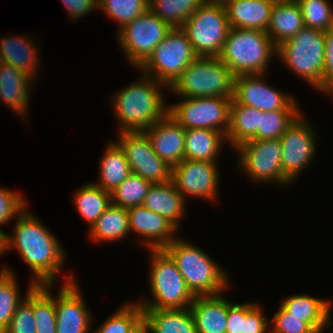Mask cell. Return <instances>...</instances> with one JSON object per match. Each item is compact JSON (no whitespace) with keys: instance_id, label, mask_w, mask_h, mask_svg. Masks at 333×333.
Returning <instances> with one entry per match:
<instances>
[{"instance_id":"cell-2","label":"cell","mask_w":333,"mask_h":333,"mask_svg":"<svg viewBox=\"0 0 333 333\" xmlns=\"http://www.w3.org/2000/svg\"><path fill=\"white\" fill-rule=\"evenodd\" d=\"M169 86L141 74L136 81L126 85L110 98L118 132H144L155 122L169 114L163 91ZM165 89V90H164Z\"/></svg>"},{"instance_id":"cell-6","label":"cell","mask_w":333,"mask_h":333,"mask_svg":"<svg viewBox=\"0 0 333 333\" xmlns=\"http://www.w3.org/2000/svg\"><path fill=\"white\" fill-rule=\"evenodd\" d=\"M235 75L218 57L197 56L169 87L179 97L234 96Z\"/></svg>"},{"instance_id":"cell-11","label":"cell","mask_w":333,"mask_h":333,"mask_svg":"<svg viewBox=\"0 0 333 333\" xmlns=\"http://www.w3.org/2000/svg\"><path fill=\"white\" fill-rule=\"evenodd\" d=\"M171 29L148 9L120 29L116 35L126 60L137 70Z\"/></svg>"},{"instance_id":"cell-36","label":"cell","mask_w":333,"mask_h":333,"mask_svg":"<svg viewBox=\"0 0 333 333\" xmlns=\"http://www.w3.org/2000/svg\"><path fill=\"white\" fill-rule=\"evenodd\" d=\"M152 184L131 173L117 188L110 192L111 204L122 208L142 205Z\"/></svg>"},{"instance_id":"cell-32","label":"cell","mask_w":333,"mask_h":333,"mask_svg":"<svg viewBox=\"0 0 333 333\" xmlns=\"http://www.w3.org/2000/svg\"><path fill=\"white\" fill-rule=\"evenodd\" d=\"M73 204L84 222L88 223L89 229L111 205L110 193L103 190L94 182L78 186L74 193Z\"/></svg>"},{"instance_id":"cell-40","label":"cell","mask_w":333,"mask_h":333,"mask_svg":"<svg viewBox=\"0 0 333 333\" xmlns=\"http://www.w3.org/2000/svg\"><path fill=\"white\" fill-rule=\"evenodd\" d=\"M305 27L327 31L333 27V4L329 0H296Z\"/></svg>"},{"instance_id":"cell-20","label":"cell","mask_w":333,"mask_h":333,"mask_svg":"<svg viewBox=\"0 0 333 333\" xmlns=\"http://www.w3.org/2000/svg\"><path fill=\"white\" fill-rule=\"evenodd\" d=\"M34 81L21 70L3 63L0 66V99L22 120H28L31 86Z\"/></svg>"},{"instance_id":"cell-27","label":"cell","mask_w":333,"mask_h":333,"mask_svg":"<svg viewBox=\"0 0 333 333\" xmlns=\"http://www.w3.org/2000/svg\"><path fill=\"white\" fill-rule=\"evenodd\" d=\"M226 141V136L219 131L185 129V159L217 162Z\"/></svg>"},{"instance_id":"cell-48","label":"cell","mask_w":333,"mask_h":333,"mask_svg":"<svg viewBox=\"0 0 333 333\" xmlns=\"http://www.w3.org/2000/svg\"><path fill=\"white\" fill-rule=\"evenodd\" d=\"M128 333H150L148 322L142 317Z\"/></svg>"},{"instance_id":"cell-17","label":"cell","mask_w":333,"mask_h":333,"mask_svg":"<svg viewBox=\"0 0 333 333\" xmlns=\"http://www.w3.org/2000/svg\"><path fill=\"white\" fill-rule=\"evenodd\" d=\"M63 280L57 295L54 296L57 333H90L92 314L75 276L65 275Z\"/></svg>"},{"instance_id":"cell-35","label":"cell","mask_w":333,"mask_h":333,"mask_svg":"<svg viewBox=\"0 0 333 333\" xmlns=\"http://www.w3.org/2000/svg\"><path fill=\"white\" fill-rule=\"evenodd\" d=\"M205 0H149V9L171 28H181Z\"/></svg>"},{"instance_id":"cell-29","label":"cell","mask_w":333,"mask_h":333,"mask_svg":"<svg viewBox=\"0 0 333 333\" xmlns=\"http://www.w3.org/2000/svg\"><path fill=\"white\" fill-rule=\"evenodd\" d=\"M100 158L99 177L94 183L107 192L117 188L131 173V168L124 152L115 141L107 142Z\"/></svg>"},{"instance_id":"cell-30","label":"cell","mask_w":333,"mask_h":333,"mask_svg":"<svg viewBox=\"0 0 333 333\" xmlns=\"http://www.w3.org/2000/svg\"><path fill=\"white\" fill-rule=\"evenodd\" d=\"M142 310L150 333H197L189 308Z\"/></svg>"},{"instance_id":"cell-42","label":"cell","mask_w":333,"mask_h":333,"mask_svg":"<svg viewBox=\"0 0 333 333\" xmlns=\"http://www.w3.org/2000/svg\"><path fill=\"white\" fill-rule=\"evenodd\" d=\"M26 203L20 192L0 187V227L16 219L28 207Z\"/></svg>"},{"instance_id":"cell-22","label":"cell","mask_w":333,"mask_h":333,"mask_svg":"<svg viewBox=\"0 0 333 333\" xmlns=\"http://www.w3.org/2000/svg\"><path fill=\"white\" fill-rule=\"evenodd\" d=\"M230 27L266 31L273 3L266 0H221Z\"/></svg>"},{"instance_id":"cell-38","label":"cell","mask_w":333,"mask_h":333,"mask_svg":"<svg viewBox=\"0 0 333 333\" xmlns=\"http://www.w3.org/2000/svg\"><path fill=\"white\" fill-rule=\"evenodd\" d=\"M149 9V0H104L98 10L119 23L122 29L129 22Z\"/></svg>"},{"instance_id":"cell-1","label":"cell","mask_w":333,"mask_h":333,"mask_svg":"<svg viewBox=\"0 0 333 333\" xmlns=\"http://www.w3.org/2000/svg\"><path fill=\"white\" fill-rule=\"evenodd\" d=\"M28 209L15 219L13 233L7 234L8 251L18 252L32 270L31 281L35 285L55 284L67 252L51 230Z\"/></svg>"},{"instance_id":"cell-43","label":"cell","mask_w":333,"mask_h":333,"mask_svg":"<svg viewBox=\"0 0 333 333\" xmlns=\"http://www.w3.org/2000/svg\"><path fill=\"white\" fill-rule=\"evenodd\" d=\"M271 333H317L301 318L291 316L281 305L269 320Z\"/></svg>"},{"instance_id":"cell-18","label":"cell","mask_w":333,"mask_h":333,"mask_svg":"<svg viewBox=\"0 0 333 333\" xmlns=\"http://www.w3.org/2000/svg\"><path fill=\"white\" fill-rule=\"evenodd\" d=\"M127 214L130 233L138 235L146 249H163L178 237V228L171 221L143 205L128 208Z\"/></svg>"},{"instance_id":"cell-9","label":"cell","mask_w":333,"mask_h":333,"mask_svg":"<svg viewBox=\"0 0 333 333\" xmlns=\"http://www.w3.org/2000/svg\"><path fill=\"white\" fill-rule=\"evenodd\" d=\"M237 170H243L251 182L277 184L288 187L291 182L282 170V147L280 139L248 140L238 147Z\"/></svg>"},{"instance_id":"cell-8","label":"cell","mask_w":333,"mask_h":333,"mask_svg":"<svg viewBox=\"0 0 333 333\" xmlns=\"http://www.w3.org/2000/svg\"><path fill=\"white\" fill-rule=\"evenodd\" d=\"M197 56L218 57L230 29L221 0H206L183 24Z\"/></svg>"},{"instance_id":"cell-50","label":"cell","mask_w":333,"mask_h":333,"mask_svg":"<svg viewBox=\"0 0 333 333\" xmlns=\"http://www.w3.org/2000/svg\"><path fill=\"white\" fill-rule=\"evenodd\" d=\"M266 1H269L273 4H279V3H286V2H289V1H293V0H266Z\"/></svg>"},{"instance_id":"cell-28","label":"cell","mask_w":333,"mask_h":333,"mask_svg":"<svg viewBox=\"0 0 333 333\" xmlns=\"http://www.w3.org/2000/svg\"><path fill=\"white\" fill-rule=\"evenodd\" d=\"M304 27L303 16L296 0L274 4L267 34L276 46L296 35Z\"/></svg>"},{"instance_id":"cell-10","label":"cell","mask_w":333,"mask_h":333,"mask_svg":"<svg viewBox=\"0 0 333 333\" xmlns=\"http://www.w3.org/2000/svg\"><path fill=\"white\" fill-rule=\"evenodd\" d=\"M196 57L186 33L172 28L138 70L170 87Z\"/></svg>"},{"instance_id":"cell-51","label":"cell","mask_w":333,"mask_h":333,"mask_svg":"<svg viewBox=\"0 0 333 333\" xmlns=\"http://www.w3.org/2000/svg\"><path fill=\"white\" fill-rule=\"evenodd\" d=\"M104 0H94V2L99 6Z\"/></svg>"},{"instance_id":"cell-45","label":"cell","mask_w":333,"mask_h":333,"mask_svg":"<svg viewBox=\"0 0 333 333\" xmlns=\"http://www.w3.org/2000/svg\"><path fill=\"white\" fill-rule=\"evenodd\" d=\"M325 33V63L322 75V93L333 96V27Z\"/></svg>"},{"instance_id":"cell-3","label":"cell","mask_w":333,"mask_h":333,"mask_svg":"<svg viewBox=\"0 0 333 333\" xmlns=\"http://www.w3.org/2000/svg\"><path fill=\"white\" fill-rule=\"evenodd\" d=\"M163 249L176 263L194 296L217 295L231 288L223 267L194 243L178 236Z\"/></svg>"},{"instance_id":"cell-24","label":"cell","mask_w":333,"mask_h":333,"mask_svg":"<svg viewBox=\"0 0 333 333\" xmlns=\"http://www.w3.org/2000/svg\"><path fill=\"white\" fill-rule=\"evenodd\" d=\"M29 35L0 38V54L5 64L11 65L22 72H25L34 81L39 76L40 52L34 40ZM38 48V49H37ZM39 50V51H38Z\"/></svg>"},{"instance_id":"cell-4","label":"cell","mask_w":333,"mask_h":333,"mask_svg":"<svg viewBox=\"0 0 333 333\" xmlns=\"http://www.w3.org/2000/svg\"><path fill=\"white\" fill-rule=\"evenodd\" d=\"M277 46L266 31L230 27L218 58L235 76L267 74Z\"/></svg>"},{"instance_id":"cell-31","label":"cell","mask_w":333,"mask_h":333,"mask_svg":"<svg viewBox=\"0 0 333 333\" xmlns=\"http://www.w3.org/2000/svg\"><path fill=\"white\" fill-rule=\"evenodd\" d=\"M87 231L95 243L123 240L130 234L127 209L111 204Z\"/></svg>"},{"instance_id":"cell-37","label":"cell","mask_w":333,"mask_h":333,"mask_svg":"<svg viewBox=\"0 0 333 333\" xmlns=\"http://www.w3.org/2000/svg\"><path fill=\"white\" fill-rule=\"evenodd\" d=\"M116 310L91 333H128L143 317V310L138 301H129Z\"/></svg>"},{"instance_id":"cell-41","label":"cell","mask_w":333,"mask_h":333,"mask_svg":"<svg viewBox=\"0 0 333 333\" xmlns=\"http://www.w3.org/2000/svg\"><path fill=\"white\" fill-rule=\"evenodd\" d=\"M25 299L17 306L8 328L3 333H37L33 316V287L29 281Z\"/></svg>"},{"instance_id":"cell-12","label":"cell","mask_w":333,"mask_h":333,"mask_svg":"<svg viewBox=\"0 0 333 333\" xmlns=\"http://www.w3.org/2000/svg\"><path fill=\"white\" fill-rule=\"evenodd\" d=\"M179 98V102L169 106V115L184 129H212L226 136L232 98Z\"/></svg>"},{"instance_id":"cell-52","label":"cell","mask_w":333,"mask_h":333,"mask_svg":"<svg viewBox=\"0 0 333 333\" xmlns=\"http://www.w3.org/2000/svg\"><path fill=\"white\" fill-rule=\"evenodd\" d=\"M3 64V61H2V57H1V54H0V66Z\"/></svg>"},{"instance_id":"cell-21","label":"cell","mask_w":333,"mask_h":333,"mask_svg":"<svg viewBox=\"0 0 333 333\" xmlns=\"http://www.w3.org/2000/svg\"><path fill=\"white\" fill-rule=\"evenodd\" d=\"M280 305L291 316L308 323L317 333H324L325 329L333 326L330 313L332 305L328 299L299 293L285 297Z\"/></svg>"},{"instance_id":"cell-14","label":"cell","mask_w":333,"mask_h":333,"mask_svg":"<svg viewBox=\"0 0 333 333\" xmlns=\"http://www.w3.org/2000/svg\"><path fill=\"white\" fill-rule=\"evenodd\" d=\"M114 140L124 152L133 174L151 184H162L172 180V167L153 150L144 132H119Z\"/></svg>"},{"instance_id":"cell-26","label":"cell","mask_w":333,"mask_h":333,"mask_svg":"<svg viewBox=\"0 0 333 333\" xmlns=\"http://www.w3.org/2000/svg\"><path fill=\"white\" fill-rule=\"evenodd\" d=\"M261 116V110L239 104L232 98L226 145L235 149L240 144L252 140L260 128Z\"/></svg>"},{"instance_id":"cell-49","label":"cell","mask_w":333,"mask_h":333,"mask_svg":"<svg viewBox=\"0 0 333 333\" xmlns=\"http://www.w3.org/2000/svg\"><path fill=\"white\" fill-rule=\"evenodd\" d=\"M7 234L2 228H0V258L8 252Z\"/></svg>"},{"instance_id":"cell-46","label":"cell","mask_w":333,"mask_h":333,"mask_svg":"<svg viewBox=\"0 0 333 333\" xmlns=\"http://www.w3.org/2000/svg\"><path fill=\"white\" fill-rule=\"evenodd\" d=\"M61 2L73 21L78 20L80 17H86L93 10H98V5L94 0H61Z\"/></svg>"},{"instance_id":"cell-19","label":"cell","mask_w":333,"mask_h":333,"mask_svg":"<svg viewBox=\"0 0 333 333\" xmlns=\"http://www.w3.org/2000/svg\"><path fill=\"white\" fill-rule=\"evenodd\" d=\"M144 133L154 152L171 167L185 159V129L169 114Z\"/></svg>"},{"instance_id":"cell-13","label":"cell","mask_w":333,"mask_h":333,"mask_svg":"<svg viewBox=\"0 0 333 333\" xmlns=\"http://www.w3.org/2000/svg\"><path fill=\"white\" fill-rule=\"evenodd\" d=\"M303 112L281 135L282 170L292 183L313 162L317 152V133Z\"/></svg>"},{"instance_id":"cell-44","label":"cell","mask_w":333,"mask_h":333,"mask_svg":"<svg viewBox=\"0 0 333 333\" xmlns=\"http://www.w3.org/2000/svg\"><path fill=\"white\" fill-rule=\"evenodd\" d=\"M258 303L245 302V318H241L240 333H267L270 324Z\"/></svg>"},{"instance_id":"cell-16","label":"cell","mask_w":333,"mask_h":333,"mask_svg":"<svg viewBox=\"0 0 333 333\" xmlns=\"http://www.w3.org/2000/svg\"><path fill=\"white\" fill-rule=\"evenodd\" d=\"M264 76L265 74L235 76L233 99L239 104L257 108L263 112L301 110L293 95L273 88V85L270 86L264 81Z\"/></svg>"},{"instance_id":"cell-5","label":"cell","mask_w":333,"mask_h":333,"mask_svg":"<svg viewBox=\"0 0 333 333\" xmlns=\"http://www.w3.org/2000/svg\"><path fill=\"white\" fill-rule=\"evenodd\" d=\"M149 290L152 300L141 299L142 309L189 308L195 296L188 289L176 263L164 249H148Z\"/></svg>"},{"instance_id":"cell-25","label":"cell","mask_w":333,"mask_h":333,"mask_svg":"<svg viewBox=\"0 0 333 333\" xmlns=\"http://www.w3.org/2000/svg\"><path fill=\"white\" fill-rule=\"evenodd\" d=\"M185 201L171 180L162 184H152L142 205L167 218L179 229V223L187 211L188 202Z\"/></svg>"},{"instance_id":"cell-23","label":"cell","mask_w":333,"mask_h":333,"mask_svg":"<svg viewBox=\"0 0 333 333\" xmlns=\"http://www.w3.org/2000/svg\"><path fill=\"white\" fill-rule=\"evenodd\" d=\"M197 333H226L228 299L223 293L195 296L189 306Z\"/></svg>"},{"instance_id":"cell-39","label":"cell","mask_w":333,"mask_h":333,"mask_svg":"<svg viewBox=\"0 0 333 333\" xmlns=\"http://www.w3.org/2000/svg\"><path fill=\"white\" fill-rule=\"evenodd\" d=\"M301 113V110L262 111L260 128L253 139H280L281 135Z\"/></svg>"},{"instance_id":"cell-33","label":"cell","mask_w":333,"mask_h":333,"mask_svg":"<svg viewBox=\"0 0 333 333\" xmlns=\"http://www.w3.org/2000/svg\"><path fill=\"white\" fill-rule=\"evenodd\" d=\"M56 284H42L33 287V316L37 333H57L54 294Z\"/></svg>"},{"instance_id":"cell-34","label":"cell","mask_w":333,"mask_h":333,"mask_svg":"<svg viewBox=\"0 0 333 333\" xmlns=\"http://www.w3.org/2000/svg\"><path fill=\"white\" fill-rule=\"evenodd\" d=\"M15 272L4 265L0 269V333L9 326L17 306L25 299L21 296Z\"/></svg>"},{"instance_id":"cell-7","label":"cell","mask_w":333,"mask_h":333,"mask_svg":"<svg viewBox=\"0 0 333 333\" xmlns=\"http://www.w3.org/2000/svg\"><path fill=\"white\" fill-rule=\"evenodd\" d=\"M279 58V59H278ZM277 60L322 93L325 63V33L303 27L296 35L277 46Z\"/></svg>"},{"instance_id":"cell-15","label":"cell","mask_w":333,"mask_h":333,"mask_svg":"<svg viewBox=\"0 0 333 333\" xmlns=\"http://www.w3.org/2000/svg\"><path fill=\"white\" fill-rule=\"evenodd\" d=\"M217 162L183 159L172 167V182L183 198L218 200L219 171Z\"/></svg>"},{"instance_id":"cell-47","label":"cell","mask_w":333,"mask_h":333,"mask_svg":"<svg viewBox=\"0 0 333 333\" xmlns=\"http://www.w3.org/2000/svg\"><path fill=\"white\" fill-rule=\"evenodd\" d=\"M241 318H245V303L238 304L228 298L226 333H240Z\"/></svg>"}]
</instances>
